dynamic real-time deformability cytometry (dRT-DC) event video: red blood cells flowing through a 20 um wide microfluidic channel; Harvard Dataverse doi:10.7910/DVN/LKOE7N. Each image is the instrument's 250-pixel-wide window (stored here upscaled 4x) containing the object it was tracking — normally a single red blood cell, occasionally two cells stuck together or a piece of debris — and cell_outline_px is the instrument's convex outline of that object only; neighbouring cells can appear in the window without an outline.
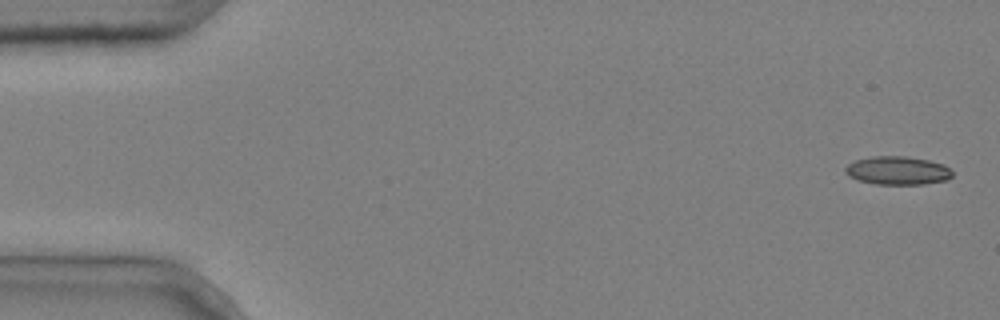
{"species": "common noctule bat (a hibernating species)", "species_latin": "Nyctalus noctula", "temperature_condition": "cold", "stored_images_in_passage": 5, "camera_frame_rate_fps": 3000, "um_per_image_px": 0.085, "animal": {"sex": "male", "body_mass_g": 20.4}, "frame": {"image": 1, "passage_image": 1, "time_ms": 0.0, "image_size_px": [1000, 320], "cell_outline_px": [[952, 176], [948, 180], [924, 184], [876, 184], [860, 180], [848, 176], [844, 172], [844, 168], [848, 164], [856, 160], [872, 156], [904, 156], [928, 160], [944, 164], [952, 172]], "centroid_in_image_um": [76.29, 14.49], "position_along_channel_um": 8.7, "area_um2": 17.69}}
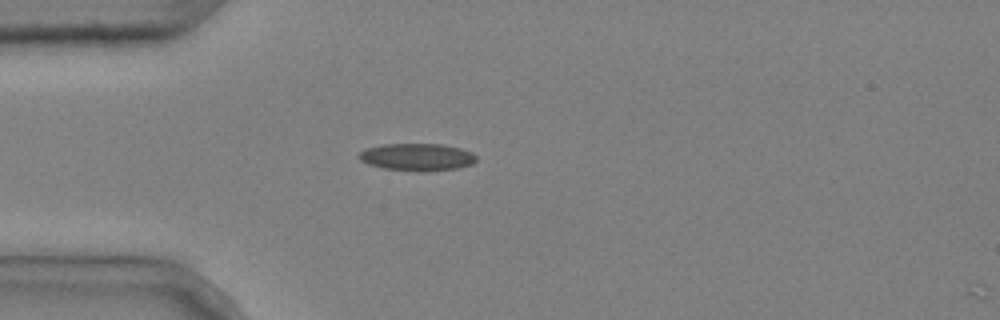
{"frame": {"image": 2, "passage_image": 4, "time_ms": 1.0, "image_size_px": [1000, 320], "cell_outline_px": [[476, 160], [472, 164], [456, 168], [384, 168], [368, 164], [360, 160], [356, 156], [360, 152], [368, 148], [384, 144], [440, 144], [460, 148], [472, 152], [476, 156]], "centroid_in_image_um": [35.43, 13.29], "position_along_channel_um": 49.6, "area_um2": 17.57}}